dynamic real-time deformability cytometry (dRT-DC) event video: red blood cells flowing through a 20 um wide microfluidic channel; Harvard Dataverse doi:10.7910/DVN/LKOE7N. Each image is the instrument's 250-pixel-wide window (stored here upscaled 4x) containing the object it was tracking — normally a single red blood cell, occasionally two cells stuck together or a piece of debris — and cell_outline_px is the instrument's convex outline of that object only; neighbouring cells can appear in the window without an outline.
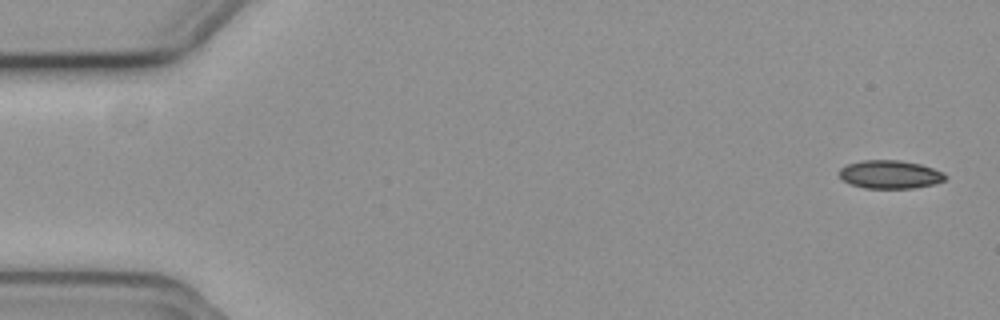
{"species": "common noctule bat (a hibernating species)", "species_latin": "Nyctalus noctula", "temperature_condition": "cold", "stored_images_in_passage": 20, "camera_frame_rate_fps": 3000, "um_per_image_px": 0.085, "animal": {"sex": "female", "body_mass_g": 19.3, "forearm_length_mm": 54.1}, "frame": {"image": 1, "passage_image": 1, "time_ms": 0.0, "image_size_px": [1000, 320], "cell_outline_px": [[948, 176], [944, 180], [932, 184], [912, 188], [864, 188], [852, 184], [844, 180], [840, 176], [840, 168], [848, 164], [860, 160], [900, 160], [920, 164], [944, 172]], "centroid_in_image_um": [75.66, 14.82], "position_along_channel_um": 9.3, "area_um2": 17.34}}
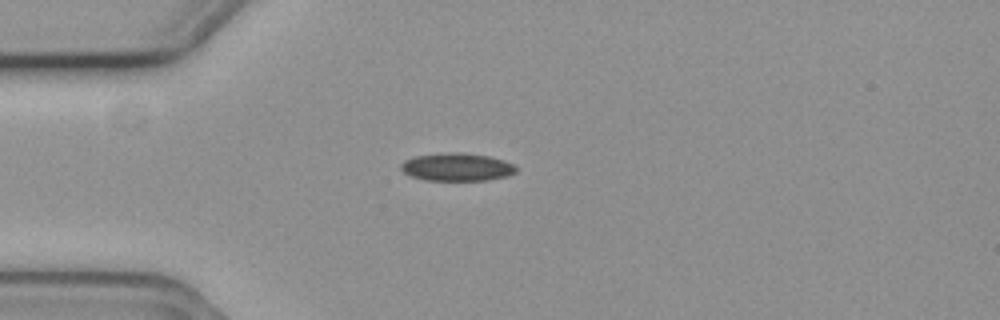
{"frame": {"image": 2, "passage_image": 14, "time_ms": 4.333, "image_size_px": [1000, 320], "cell_outline_px": [[516, 172], [508, 176], [488, 180], [424, 180], [412, 176], [404, 172], [400, 168], [400, 164], [404, 160], [416, 156], [448, 152], [460, 152], [488, 156], [504, 160], [512, 164], [516, 168]], "centroid_in_image_um": [38.83, 14.2], "position_along_channel_um": 46.2, "area_um2": 18.67}}
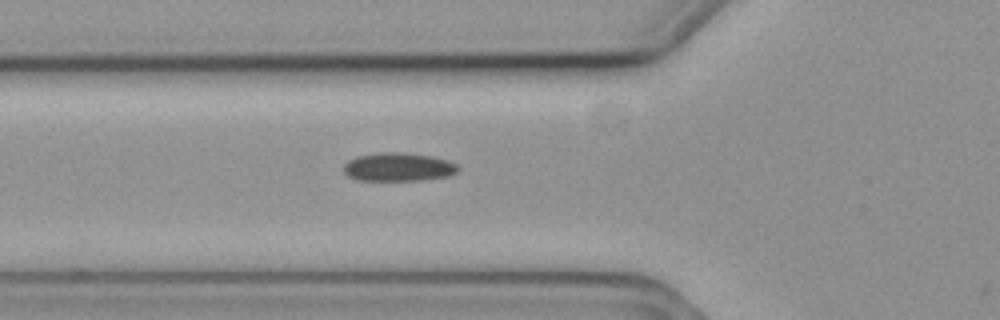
{"frame": {"image": 3, "passage_image": 19, "time_ms": 6.0, "image_size_px": [1000, 320], "cell_outline_px": [[460, 168], [456, 172], [448, 176], [420, 180], [356, 180], [348, 176], [344, 172], [344, 164], [348, 160], [356, 156], [380, 152], [400, 152], [432, 156], [448, 160], [456, 164]], "centroid_in_image_um": [33.84, 14.19], "position_along_channel_um": 92.0, "area_um2": 19.02}}